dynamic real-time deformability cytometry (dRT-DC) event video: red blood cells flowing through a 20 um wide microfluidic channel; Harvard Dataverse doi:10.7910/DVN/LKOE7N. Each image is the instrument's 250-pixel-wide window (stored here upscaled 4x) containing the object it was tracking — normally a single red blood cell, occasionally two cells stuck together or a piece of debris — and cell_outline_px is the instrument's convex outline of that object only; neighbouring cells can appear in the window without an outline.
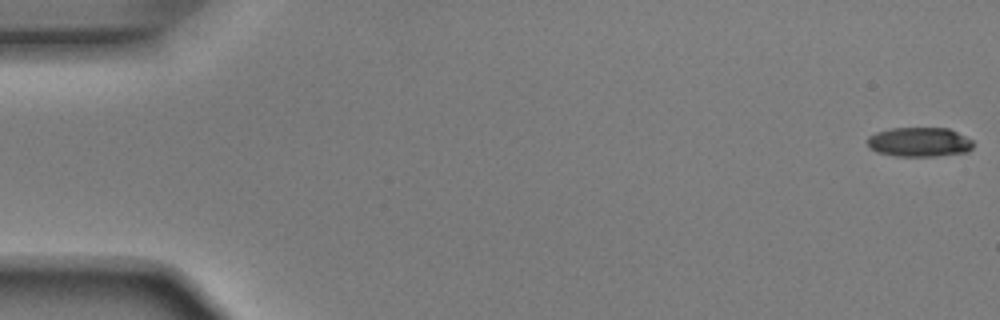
{"species": "Egyptian fruit bat (a non-hibernating species)", "species_latin": "Rousettus aegyptiacus", "temperature_condition": "room temperature", "stored_images_in_passage": 5, "camera_frame_rate_fps": 3000, "um_per_image_px": 0.085, "animal": {"sex": "male"}, "frame": {"image": 1, "passage_image": 1, "time_ms": 0.0, "image_size_px": [1000, 320], "cell_outline_px": [[972, 148], [968, 152], [936, 156], [896, 156], [876, 152], [868, 144], [868, 136], [876, 132], [892, 128], [948, 128], [972, 140]], "centroid_in_image_um": [78.14, 12.08], "position_along_channel_um": 6.9, "area_um2": 18.03}}
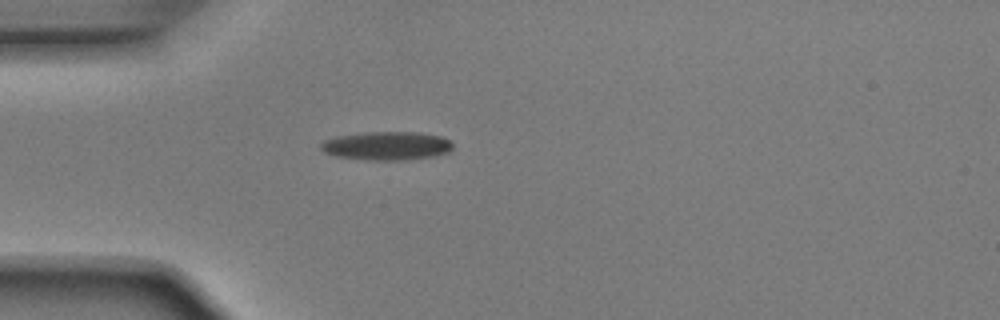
{"frame": {"image": 2, "passage_image": 5, "time_ms": 1.333, "image_size_px": [1000, 320], "cell_outline_px": [[452, 152], [436, 156], [400, 160], [368, 160], [336, 156], [324, 152], [320, 148], [320, 144], [324, 140], [336, 136], [364, 132], [416, 132], [440, 136], [448, 140], [452, 144]], "centroid_in_image_um": [32.87, 12.39], "position_along_channel_um": 52.1, "area_um2": 22.02}}